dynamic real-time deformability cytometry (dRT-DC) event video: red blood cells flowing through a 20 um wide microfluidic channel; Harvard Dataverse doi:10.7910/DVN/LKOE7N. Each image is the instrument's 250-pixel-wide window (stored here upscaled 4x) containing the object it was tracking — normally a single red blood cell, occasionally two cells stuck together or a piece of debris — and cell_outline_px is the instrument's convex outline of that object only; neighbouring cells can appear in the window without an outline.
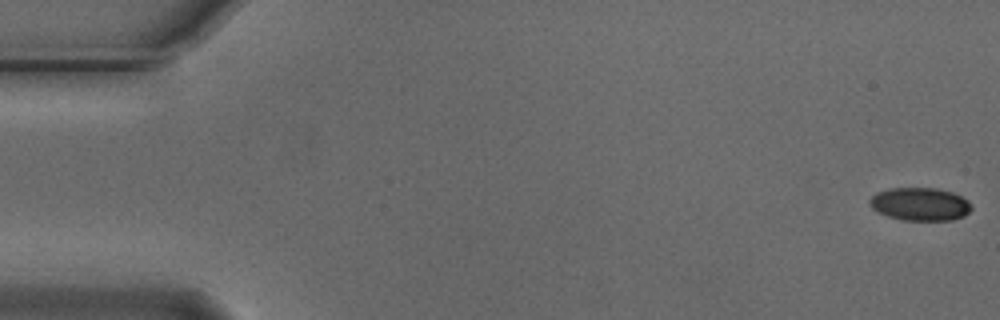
{"species": "Egyptian fruit bat (a non-hibernating species)", "species_latin": "Rousettus aegyptiacus", "temperature_condition": "cold", "stored_images_in_passage": 55, "camera_frame_rate_fps": 3000, "um_per_image_px": 0.085, "animal": {"sex": "male"}, "frame": {"image": 1, "passage_image": 1, "time_ms": 0.0, "image_size_px": [1000, 320], "cell_outline_px": [[972, 208], [964, 216], [952, 220], [904, 220], [888, 216], [876, 212], [868, 204], [868, 200], [876, 192], [892, 188], [936, 188], [952, 192], [968, 200]], "centroid_in_image_um": [78.18, 17.35], "position_along_channel_um": 6.8, "area_um2": 19.65}}
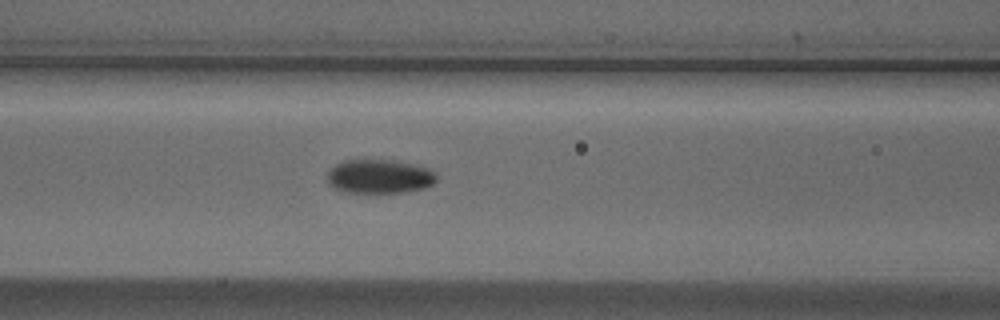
{"frame": {"image": 2, "passage_image": 23, "time_ms": 7.333, "image_size_px": [1000, 320], "cell_outline_px": [[436, 180], [432, 184], [424, 188], [404, 192], [348, 192], [336, 188], [328, 184], [328, 172], [336, 164], [344, 160], [392, 160], [412, 164], [428, 168], [436, 176]], "centroid_in_image_um": [32.24, 14.99], "position_along_channel_um": 134.4, "area_um2": 21.27}}
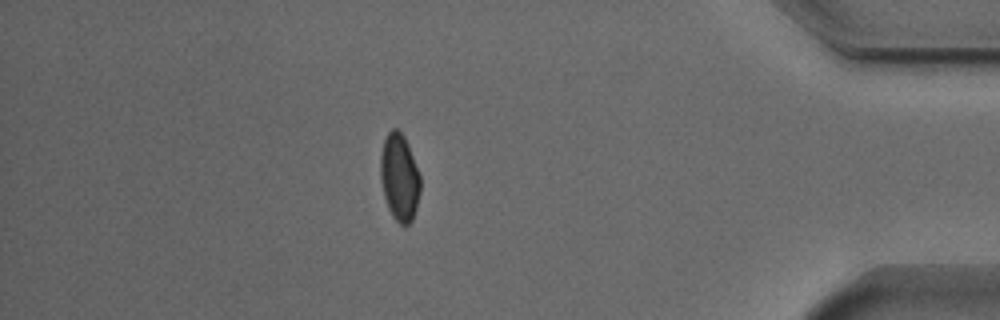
{"frame": {"image": 3, "passage_image": 48, "time_ms": 15.667, "image_size_px": [1000, 320], "cell_outline_px": [[420, 192], [416, 208], [412, 220], [408, 224], [400, 224], [392, 216], [388, 208], [384, 196], [380, 180], [380, 156], [384, 140], [388, 132], [392, 128], [396, 128], [404, 136], [408, 144], [420, 176]], "centroid_in_image_um": [33.94, 15.07], "position_along_channel_um": 401.3, "area_um2": 20.23}, "authors_computed_cell_mechanics": {"area_um2": 20.7502, "velocity_mm_per_s": 3.726, "shape_relaxation_time_tau1_ms": 5.922, "shape_relaxation_time_tau2_ms": 3.0297, "deformation_change_tau1": 0.1233, "deformation_change_tau2": 0.0593}}